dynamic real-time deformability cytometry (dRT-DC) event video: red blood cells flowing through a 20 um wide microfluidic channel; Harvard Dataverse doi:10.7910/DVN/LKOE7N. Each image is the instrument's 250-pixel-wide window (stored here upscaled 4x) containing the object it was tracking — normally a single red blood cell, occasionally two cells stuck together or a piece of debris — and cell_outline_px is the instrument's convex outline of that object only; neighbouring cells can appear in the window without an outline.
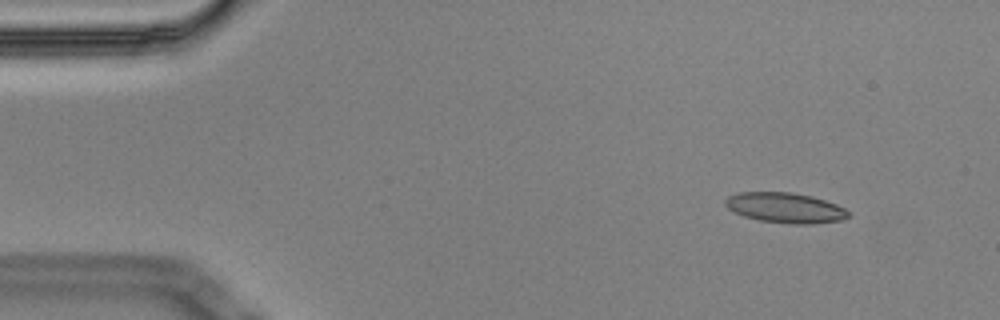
{"species": "Egyptian fruit bat (a non-hibernating species)", "species_latin": "Rousettus aegyptiacus", "temperature_condition": "cold", "stored_images_in_passage": 4, "camera_frame_rate_fps": 3000, "um_per_image_px": 0.085, "animal": {"sex": "male"}, "frame": {"image": 1, "passage_image": 1, "time_ms": 0.0, "image_size_px": [1000, 320], "cell_outline_px": [[848, 216], [840, 220], [812, 224], [792, 224], [760, 220], [744, 216], [728, 208], [724, 204], [724, 200], [728, 196], [740, 192], [792, 192], [812, 196], [836, 204], [844, 208], [848, 212]], "centroid_in_image_um": [66.72, 17.65], "position_along_channel_um": 18.3, "area_um2": 21.5}}